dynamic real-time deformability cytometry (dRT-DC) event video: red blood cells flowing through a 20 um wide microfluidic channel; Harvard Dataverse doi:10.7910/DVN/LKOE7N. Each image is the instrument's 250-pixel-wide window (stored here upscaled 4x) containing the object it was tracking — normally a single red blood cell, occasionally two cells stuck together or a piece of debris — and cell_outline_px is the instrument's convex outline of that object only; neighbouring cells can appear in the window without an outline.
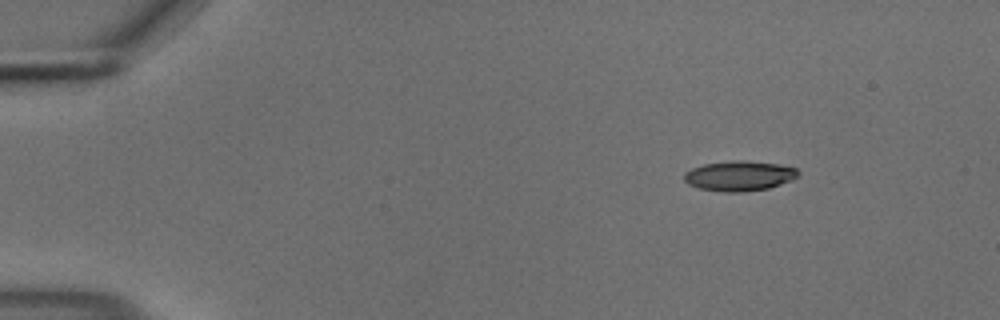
{"species": "common noctule bat (a hibernating species)", "species_latin": "Nyctalus noctula", "temperature_condition": "cold", "stored_images_in_passage": 49, "camera_frame_rate_fps": 3000, "um_per_image_px": 0.085, "animal": {"sex": "male", "body_mass_g": 18.8}, "frame": {"image": 1, "passage_image": 1, "time_ms": 0.0, "image_size_px": [1000, 320], "cell_outline_px": [[800, 176], [792, 180], [768, 188], [740, 192], [724, 192], [700, 188], [688, 184], [684, 180], [684, 172], [692, 168], [704, 164], [732, 160], [740, 160], [780, 164], [796, 168], [800, 172]], "centroid_in_image_um": [62.86, 14.94], "position_along_channel_um": 22.1, "area_um2": 20.0}}
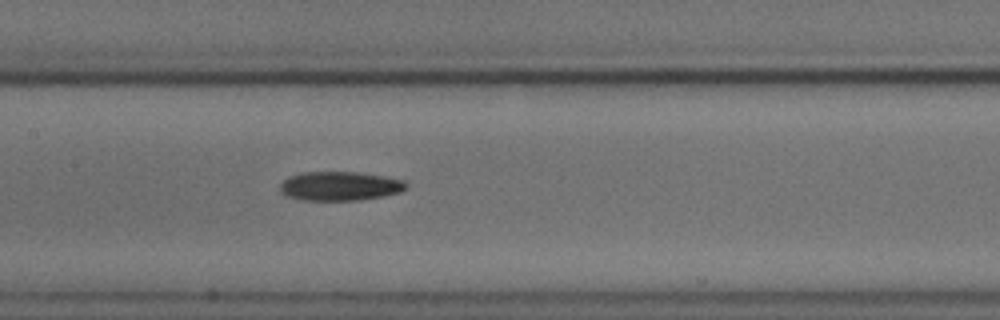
{"frame": {"image": 2, "passage_image": 21, "time_ms": 6.667, "image_size_px": [1000, 320], "cell_outline_px": [[408, 188], [400, 192], [360, 200], [304, 200], [288, 196], [280, 192], [280, 184], [288, 176], [300, 172], [356, 172], [384, 176], [404, 180], [408, 184]], "centroid_in_image_um": [28.89, 15.81], "position_along_channel_um": 178.5, "area_um2": 21.39}}
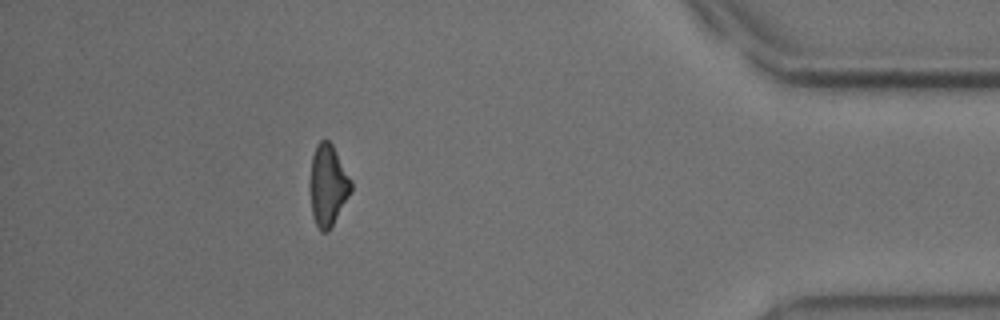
{"frame": {"image": 3, "passage_image": 43, "time_ms": 14.0, "image_size_px": [1000, 320], "cell_outline_px": [[352, 192], [328, 232], [320, 232], [312, 216], [308, 184], [312, 156], [316, 144], [320, 140], [328, 140], [332, 144], [352, 180]], "centroid_in_image_um": [27.85, 15.76], "position_along_channel_um": 407.3, "area_um2": 19.94}, "authors_computed_cell_mechanics": {"area_um2": 20.519, "velocity_mm_per_s": 3.7089, "shape_relaxation_time_tau1_ms": 3.6727, "shape_relaxation_time_tau2_ms": null, "deformation_change_tau1": 0.1446, "deformation_change_tau2": null}}